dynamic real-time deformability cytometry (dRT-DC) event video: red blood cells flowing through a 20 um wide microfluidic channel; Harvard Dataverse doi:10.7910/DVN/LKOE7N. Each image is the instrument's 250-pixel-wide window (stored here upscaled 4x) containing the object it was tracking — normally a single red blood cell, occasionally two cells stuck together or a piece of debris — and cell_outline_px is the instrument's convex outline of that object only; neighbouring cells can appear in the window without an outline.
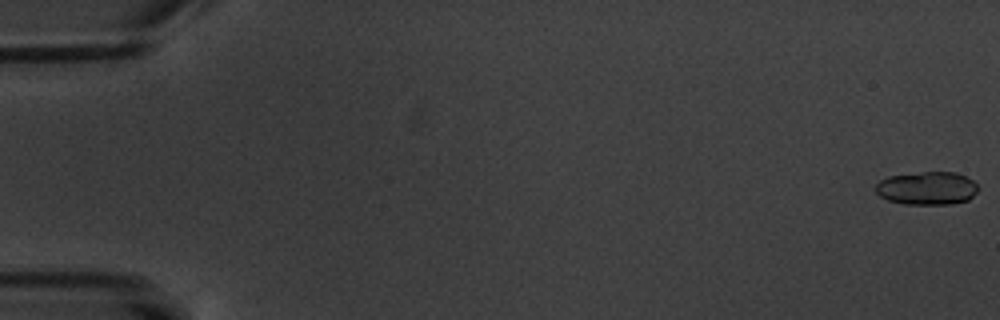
{"species": "common noctule bat (a hibernating species)", "species_latin": "Nyctalus noctula", "temperature_condition": "warm", "stored_images_in_passage": 17, "camera_frame_rate_fps": 3000, "um_per_image_px": 0.085, "animal": {"sex": "male", "body_mass_g": 20.1, "forearm_length_mm": 53.5}, "frame": {"image": 1, "passage_image": 1, "time_ms": 0.0, "image_size_px": [1000, 320], "cell_outline_px": [[980, 188], [968, 200], [952, 204], [904, 204], [888, 200], [880, 196], [876, 192], [876, 184], [880, 180], [888, 176], [924, 172], [956, 172], [972, 180]], "centroid_in_image_um": [78.8, 16.0], "position_along_channel_um": 6.2, "area_um2": 19.77}}
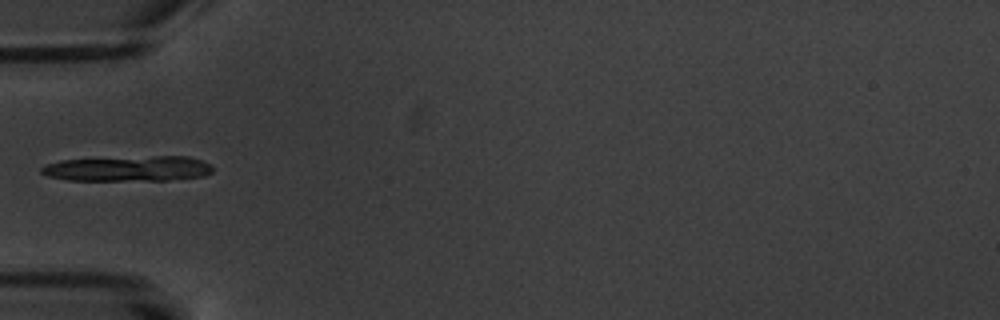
{"frame": {"image": 2, "passage_image": 6, "time_ms": 6.667, "image_size_px": [1000, 320], "cell_outline_px": [[212, 172], [204, 176], [168, 180], [68, 180], [48, 176], [40, 172], [40, 168], [48, 164], [60, 160], [152, 156], [188, 156], [212, 164]], "centroid_in_image_um": [10.93, 14.33], "position_along_channel_um": 74.1, "area_um2": 25.2}}